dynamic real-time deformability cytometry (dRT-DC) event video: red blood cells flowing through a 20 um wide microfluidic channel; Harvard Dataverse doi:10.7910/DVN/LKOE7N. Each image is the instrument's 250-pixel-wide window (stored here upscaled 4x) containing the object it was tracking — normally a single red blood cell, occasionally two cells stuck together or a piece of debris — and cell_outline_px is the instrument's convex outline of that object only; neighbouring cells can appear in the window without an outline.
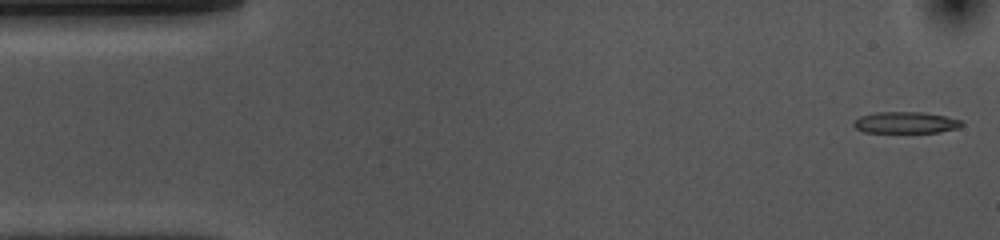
{"species": "common noctule bat (a hibernating species)", "species_latin": "Nyctalus noctula", "temperature_condition": "cold", "stored_images_in_passage": 7, "camera_frame_rate_fps": 3000, "um_per_image_px": 0.085, "animal": {"sex": "female", "body_mass_g": 10.0, "forearm_length_mm": 53.1}, "frame": {"image": 1, "passage_image": 1, "time_ms": 0.0, "image_size_px": [1000, 240], "cell_outline_px": [[964, 124], [960, 128], [940, 132], [864, 132], [856, 128], [852, 124], [860, 116], [876, 112], [924, 112], [944, 116], [960, 120]], "centroid_in_image_um": [77.0, 10.42], "position_along_channel_um": 8.0, "area_um2": 13.47}}